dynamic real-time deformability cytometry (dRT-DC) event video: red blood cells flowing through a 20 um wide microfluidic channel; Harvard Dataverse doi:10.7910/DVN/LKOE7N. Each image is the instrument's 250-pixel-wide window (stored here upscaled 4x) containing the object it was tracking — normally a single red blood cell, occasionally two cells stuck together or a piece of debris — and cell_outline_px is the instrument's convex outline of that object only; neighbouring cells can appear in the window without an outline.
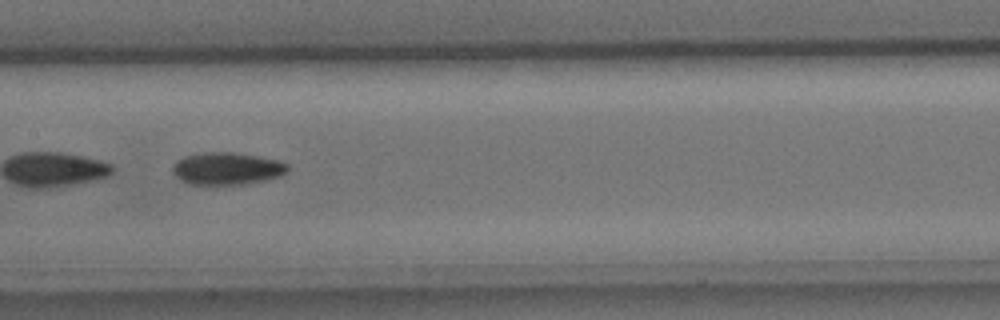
{"species": "common noctule bat (a hibernating species)", "species_latin": "Nyctalus noctula", "temperature_condition": "cold", "stored_images_in_passage": 45, "camera_frame_rate_fps": 3000, "um_per_image_px": 0.085, "animal": {"sex": "male", "body_mass_g": 15.6}, "frame": {"image": 1, "passage_image": 22, "time_ms": 7.0, "image_size_px": [1000, 320], "cell_outline_px": [[288, 172], [280, 176], [264, 180], [244, 184], [188, 184], [180, 180], [172, 172], [172, 164], [176, 160], [184, 156], [204, 152], [232, 152], [280, 160], [288, 164]], "centroid_in_image_um": [19.27, 14.32], "position_along_channel_um": 188.1, "area_um2": 21.79}, "authors_computed_cell_mechanics": {"area_um2": 22.4264, "velocity_mm_per_s": 4.0384, "shape_relaxation_time_tau1_ms": 3.1045, "shape_relaxation_time_tau2_ms": null, "deformation_change_tau1": 0.1033, "deformation_change_tau2": null}}